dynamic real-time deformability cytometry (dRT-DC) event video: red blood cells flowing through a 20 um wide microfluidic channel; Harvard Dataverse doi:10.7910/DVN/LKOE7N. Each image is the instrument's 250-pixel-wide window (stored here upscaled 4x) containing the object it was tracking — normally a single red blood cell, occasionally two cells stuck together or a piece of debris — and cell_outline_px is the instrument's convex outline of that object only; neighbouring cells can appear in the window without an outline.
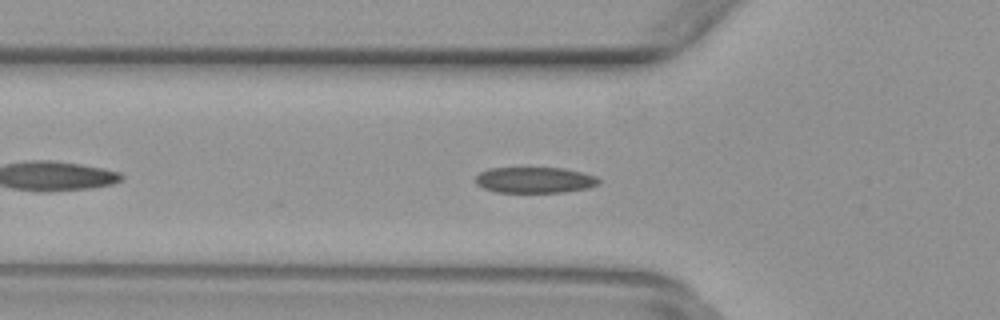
{"species": "common noctule bat (a hibernating species)", "species_latin": "Nyctalus noctula", "temperature_condition": "warm", "stored_images_in_passage": 37, "camera_frame_rate_fps": 3000, "um_per_image_px": 0.085, "animal": {"sex": "female", "body_mass_g": 29.2, "forearm_length_mm": 56.3}, "frame": {"image": 1, "passage_image": 4, "time_ms": 1.0, "image_size_px": [1000, 320], "cell_outline_px": [[600, 184], [588, 188], [564, 192], [496, 192], [484, 188], [476, 184], [476, 176], [480, 172], [488, 168], [564, 168], [596, 176], [600, 180]], "centroid_in_image_um": [45.46, 15.3], "position_along_channel_um": 80.3, "area_um2": 18.61}}
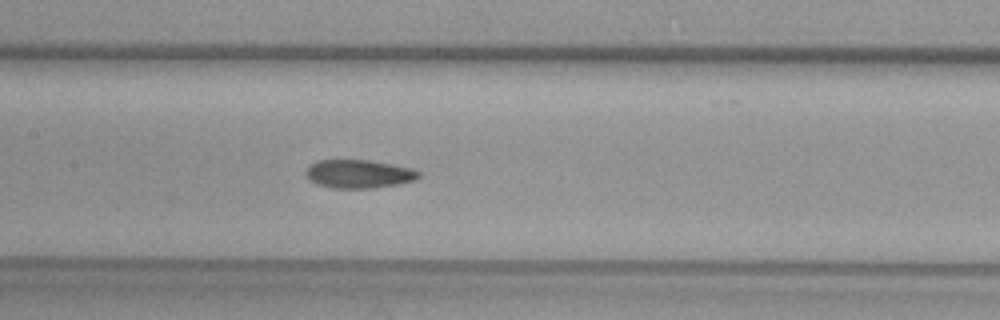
{"frame": {"image": 2, "passage_image": 11, "time_ms": 3.333, "image_size_px": [1000, 320], "cell_outline_px": [[420, 176], [416, 180], [396, 184], [372, 188], [332, 188], [316, 184], [308, 180], [304, 172], [308, 164], [316, 160], [372, 160], [412, 168], [420, 172]], "centroid_in_image_um": [30.44, 14.77], "position_along_channel_um": 177.0, "area_um2": 18.96}}
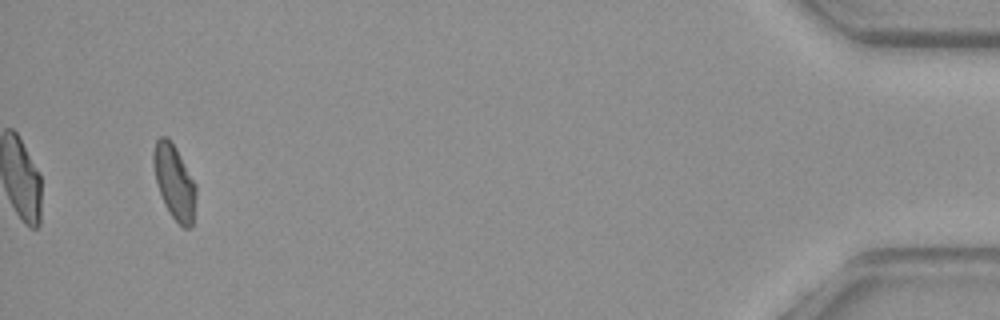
{"frame": {"image": 3, "passage_image": 35, "time_ms": 11.333, "image_size_px": [1000, 320], "cell_outline_px": [[196, 196], [192, 228], [184, 228], [168, 212], [164, 204], [156, 184], [152, 164], [152, 156], [156, 140], [160, 136], [168, 136], [176, 148], [196, 184]], "centroid_in_image_um": [14.8, 15.46], "position_along_channel_um": 420.4, "area_um2": 18.67}}